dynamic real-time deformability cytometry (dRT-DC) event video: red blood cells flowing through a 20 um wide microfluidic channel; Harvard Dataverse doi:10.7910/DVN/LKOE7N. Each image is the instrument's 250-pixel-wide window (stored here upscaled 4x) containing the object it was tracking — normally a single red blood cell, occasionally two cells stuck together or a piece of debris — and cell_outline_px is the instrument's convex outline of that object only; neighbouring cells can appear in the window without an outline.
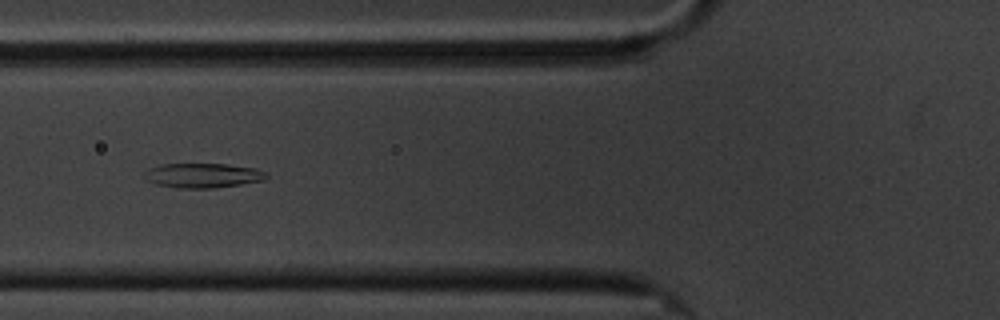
{"species": "common noctule bat (a hibernating species)", "species_latin": "Nyctalus noctula", "temperature_condition": "cold", "stored_images_in_passage": 8, "camera_frame_rate_fps": 3000, "um_per_image_px": 0.085, "animal": {"sex": "male", "body_mass_g": 20.1, "forearm_length_mm": 53.5}, "frame": {"image": 1, "passage_image": 7, "time_ms": 7.0, "image_size_px": [1000, 320], "cell_outline_px": [[268, 176], [264, 180], [240, 184], [212, 188], [176, 188], [156, 184], [148, 180], [144, 176], [144, 172], [148, 168], [160, 164], [228, 164], [256, 168], [264, 172]], "centroid_in_image_um": [17.21, 14.91], "position_along_channel_um": 108.6, "area_um2": 17.46}}